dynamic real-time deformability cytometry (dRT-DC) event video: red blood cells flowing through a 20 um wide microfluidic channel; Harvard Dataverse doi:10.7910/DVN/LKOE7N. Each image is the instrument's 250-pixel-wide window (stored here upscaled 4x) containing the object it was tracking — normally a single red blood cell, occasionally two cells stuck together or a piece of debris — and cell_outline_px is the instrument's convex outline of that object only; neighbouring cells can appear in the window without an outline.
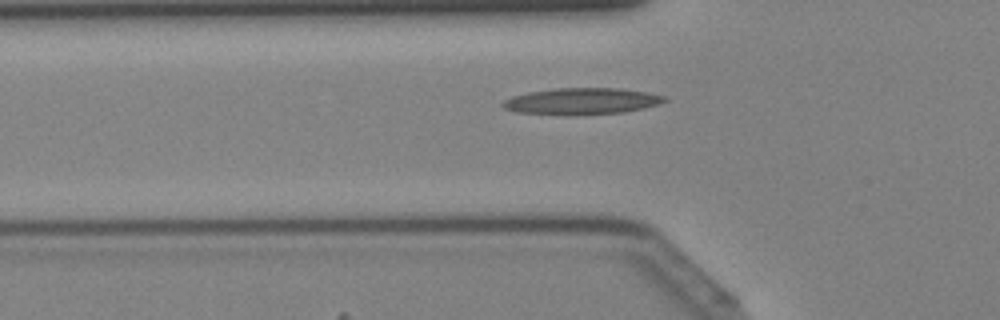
{"species": "Egyptian fruit bat (a non-hibernating species)", "species_latin": "Rousettus aegyptiacus", "temperature_condition": "cold", "stored_images_in_passage": 43, "camera_frame_rate_fps": 3000, "um_per_image_px": 0.085, "animal": {"sex": "female"}, "frame": {"image": 1, "passage_image": 15, "time_ms": 4.667, "image_size_px": [1000, 320], "cell_outline_px": [[668, 100], [644, 108], [624, 112], [576, 116], [568, 116], [516, 112], [504, 108], [500, 104], [504, 100], [512, 96], [528, 92], [556, 88], [620, 88], [648, 92], [668, 96]], "centroid_in_image_um": [49.44, 8.61], "position_along_channel_um": 76.4, "area_um2": 25.43}}
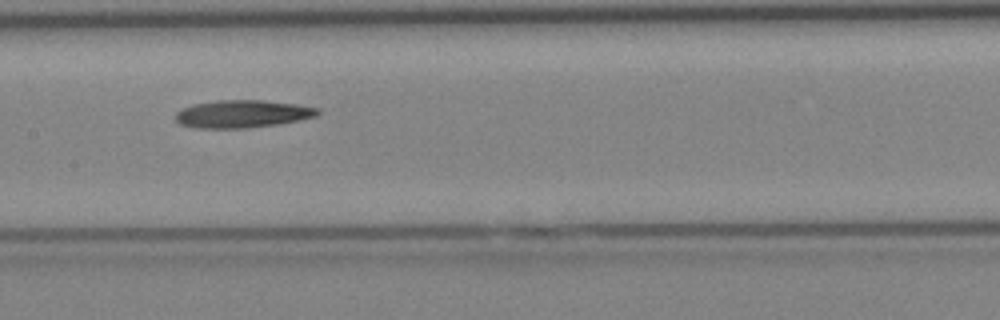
{"frame": {"image": 2, "passage_image": 22, "time_ms": 7.0, "image_size_px": [1000, 320], "cell_outline_px": [[320, 112], [316, 116], [300, 120], [276, 124], [244, 128], [196, 128], [180, 124], [176, 120], [176, 112], [192, 104], [216, 100], [264, 100], [296, 104], [320, 108]], "centroid_in_image_um": [20.61, 9.67], "position_along_channel_um": 186.8, "area_um2": 22.89}}
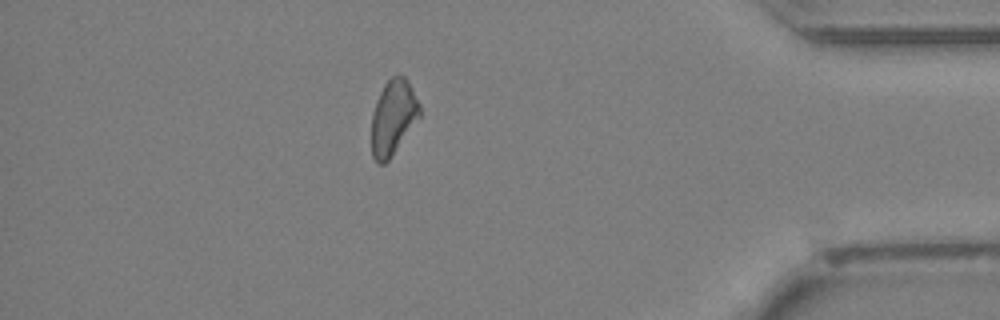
{"frame": {"image": 3, "passage_image": 38, "time_ms": 12.333, "image_size_px": [1000, 320], "cell_outline_px": [[420, 116], [388, 160], [384, 164], [376, 164], [372, 156], [372, 112], [376, 100], [384, 84], [392, 76], [404, 76], [408, 80], [420, 104]], "centroid_in_image_um": [33.4, 9.97], "position_along_channel_um": 401.8, "area_um2": 20.87}}